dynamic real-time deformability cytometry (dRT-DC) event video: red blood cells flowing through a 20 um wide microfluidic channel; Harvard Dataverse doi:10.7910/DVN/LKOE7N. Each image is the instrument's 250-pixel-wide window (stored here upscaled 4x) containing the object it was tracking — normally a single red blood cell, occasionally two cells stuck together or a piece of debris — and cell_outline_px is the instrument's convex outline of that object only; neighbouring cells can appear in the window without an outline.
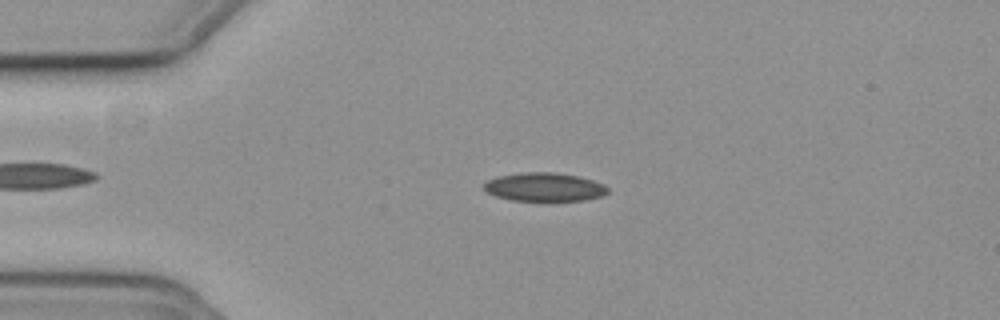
{"species": "common noctule bat (a hibernating species)", "species_latin": "Nyctalus noctula", "temperature_condition": "cold", "stored_images_in_passage": 55, "camera_frame_rate_fps": 3000, "um_per_image_px": 0.085, "animal": {"sex": "female", "body_mass_g": 19.3, "forearm_length_mm": 54.1}, "frame": {"image": 1, "passage_image": 13, "time_ms": 4.0, "image_size_px": [1000, 320], "cell_outline_px": [[608, 192], [600, 196], [584, 200], [512, 200], [496, 196], [488, 192], [484, 188], [484, 184], [488, 180], [496, 176], [520, 172], [556, 172], [580, 176], [604, 184], [608, 188]], "centroid_in_image_um": [46.27, 15.87], "position_along_channel_um": 38.7, "area_um2": 20.52}}
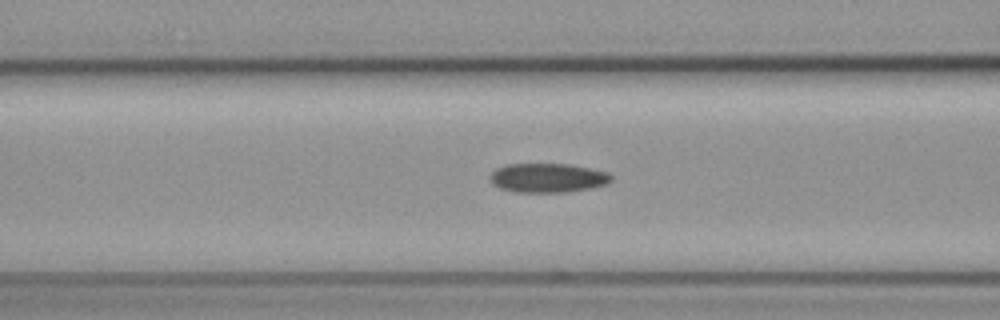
{"frame": {"image": 2, "passage_image": 22, "time_ms": 7.0, "image_size_px": [1000, 320], "cell_outline_px": [[612, 180], [608, 184], [592, 188], [568, 192], [516, 192], [500, 188], [492, 184], [488, 180], [488, 176], [496, 168], [504, 164], [568, 164], [608, 172], [612, 176]], "centroid_in_image_um": [46.53, 15.12], "position_along_channel_um": 120.1, "area_um2": 20.87}}
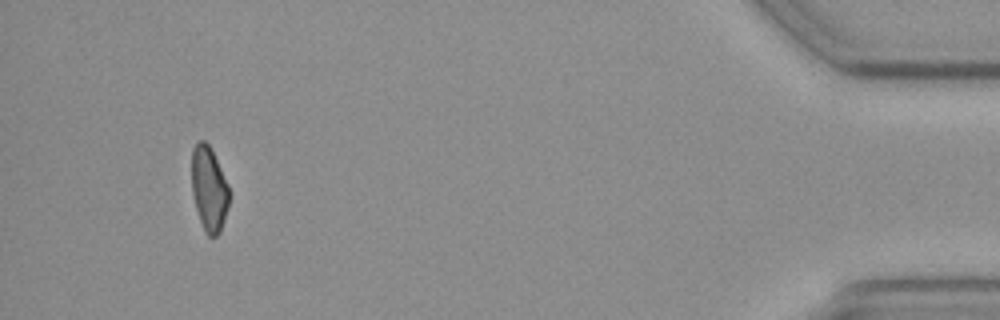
{"frame": {"image": 3, "passage_image": 52, "time_ms": 17.0, "image_size_px": [1000, 320], "cell_outline_px": [[228, 208], [220, 232], [216, 236], [208, 236], [204, 232], [192, 196], [192, 148], [200, 140], [204, 140], [208, 144], [228, 184]], "centroid_in_image_um": [17.75, 16.08], "position_along_channel_um": 417.5, "area_um2": 18.26}, "authors_computed_cell_mechanics": {"area_um2": 20.3456, "velocity_mm_per_s": 3.76, "shape_relaxation_time_tau1_ms": 9.6248, "shape_relaxation_time_tau2_ms": null, "deformation_change_tau1": 0.1482, "deformation_change_tau2": null}}